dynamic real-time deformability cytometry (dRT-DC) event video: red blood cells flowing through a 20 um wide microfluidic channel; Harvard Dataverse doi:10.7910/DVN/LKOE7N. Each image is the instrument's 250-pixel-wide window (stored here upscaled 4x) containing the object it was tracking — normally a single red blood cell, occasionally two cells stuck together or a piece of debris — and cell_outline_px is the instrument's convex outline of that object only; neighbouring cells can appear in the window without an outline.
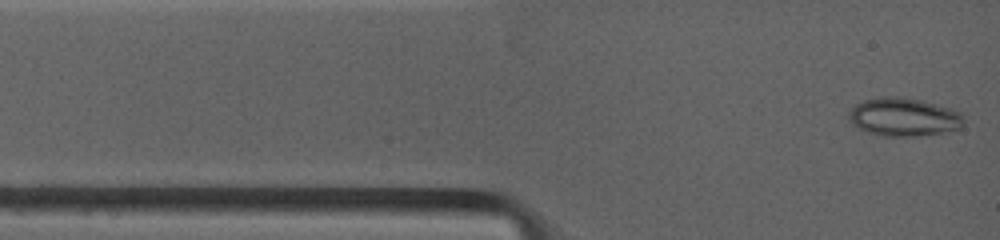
{"species": "common noctule bat (a hibernating species)", "species_latin": "Nyctalus noctula", "temperature_condition": "warm", "stored_images_in_passage": 3, "camera_frame_rate_fps": 4500, "um_per_image_px": 0.085, "animal": {"sex": "female", "body_mass_g": 19.0, "forearm_length_mm": 53.3}, "frame": {"image": 1, "passage_image": 1, "time_ms": 0.0, "image_size_px": [1000, 240], "cell_outline_px": [[960, 128], [940, 132], [916, 136], [884, 136], [868, 132], [852, 124], [848, 116], [852, 108], [856, 104], [864, 100], [880, 96], [892, 96], [920, 100], [956, 112], [960, 116]], "centroid_in_image_um": [76.69, 9.95], "position_along_channel_um": 8.3, "area_um2": 24.68}}